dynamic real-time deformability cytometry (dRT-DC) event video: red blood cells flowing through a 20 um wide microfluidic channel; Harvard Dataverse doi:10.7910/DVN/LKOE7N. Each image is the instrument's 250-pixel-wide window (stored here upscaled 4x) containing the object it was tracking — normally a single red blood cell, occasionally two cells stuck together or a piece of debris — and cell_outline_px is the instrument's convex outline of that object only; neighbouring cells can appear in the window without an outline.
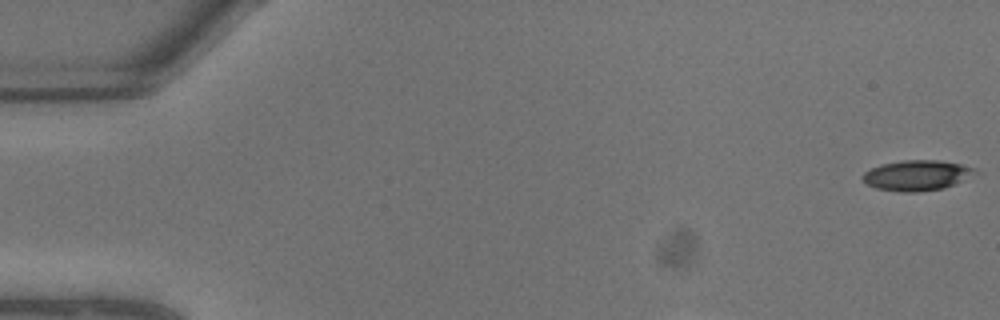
{"species": "common noctule bat (a hibernating species)", "species_latin": "Nyctalus noctula", "temperature_condition": "warm", "stored_images_in_passage": 10, "camera_frame_rate_fps": 3000, "um_per_image_px": 0.085, "animal": {"sex": "male", "body_mass_g": 13.3}, "frame": {"image": 1, "passage_image": 1, "time_ms": 0.0, "image_size_px": [1000, 320], "cell_outline_px": [[972, 168], [960, 180], [944, 188], [916, 192], [904, 192], [876, 188], [868, 184], [860, 176], [864, 172], [872, 168], [884, 164], [904, 160], [936, 160], [960, 164]], "centroid_in_image_um": [77.78, 14.91], "position_along_channel_um": 7.2, "area_um2": 18.9}}
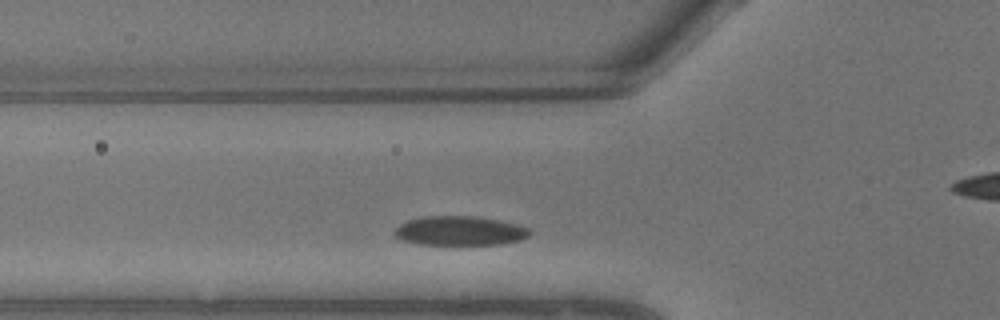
{"frame": {"image": 2, "passage_image": 6, "time_ms": 1.667, "image_size_px": [1000, 320], "cell_outline_px": [[532, 232], [528, 236], [520, 240], [504, 244], [416, 244], [400, 240], [396, 236], [396, 228], [400, 224], [408, 220], [424, 216], [480, 216], [500, 220], [516, 224], [528, 228]], "centroid_in_image_um": [39.1, 19.61], "position_along_channel_um": 86.7, "area_um2": 23.12}}